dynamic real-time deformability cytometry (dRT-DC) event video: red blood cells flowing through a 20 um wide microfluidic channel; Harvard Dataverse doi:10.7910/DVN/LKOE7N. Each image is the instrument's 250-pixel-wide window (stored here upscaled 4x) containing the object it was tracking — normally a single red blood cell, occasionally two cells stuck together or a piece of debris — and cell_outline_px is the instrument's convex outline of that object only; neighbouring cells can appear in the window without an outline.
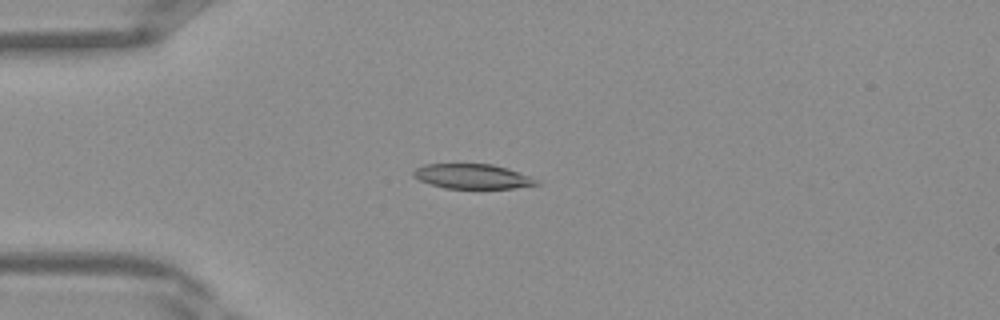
{"species": "Egyptian fruit bat (a non-hibernating species)", "species_latin": "Rousettus aegyptiacus", "temperature_condition": "warm", "stored_images_in_passage": 36, "camera_frame_rate_fps": 3000, "um_per_image_px": 0.085, "frame": {"image": 1, "passage_image": 7, "time_ms": 2.0, "image_size_px": [1000, 320], "cell_outline_px": [[540, 184], [516, 188], [444, 188], [420, 180], [412, 176], [412, 172], [416, 168], [424, 164], [492, 164], [508, 168], [528, 176], [536, 180]], "centroid_in_image_um": [40.13, 14.99], "position_along_channel_um": 44.9, "area_um2": 17.57}}
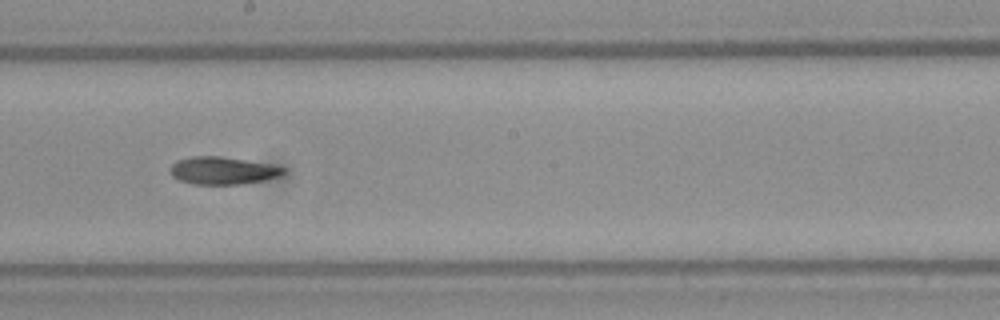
{"frame": {"image": 2, "passage_image": 19, "time_ms": 6.0, "image_size_px": [1000, 320], "cell_outline_px": [[284, 172], [276, 176], [264, 180], [240, 184], [196, 184], [180, 180], [172, 176], [172, 164], [176, 160], [192, 156], [220, 156], [268, 164], [284, 168]], "centroid_in_image_um": [18.88, 14.49], "position_along_channel_um": 229.3, "area_um2": 17.69}}
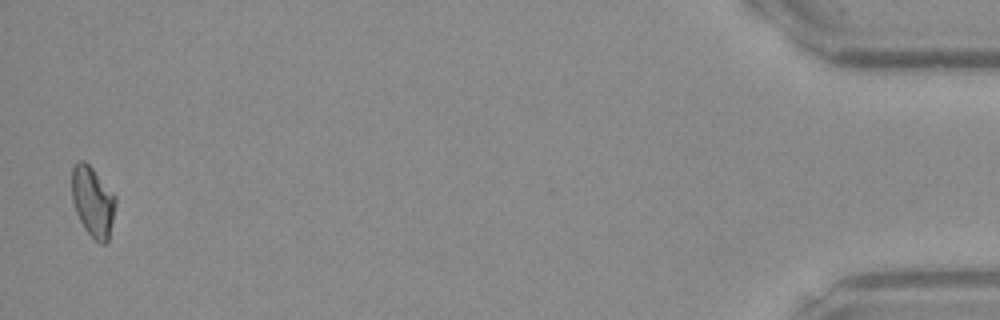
{"frame": {"image": 3, "passage_image": 36, "time_ms": 11.667, "image_size_px": [1000, 320], "cell_outline_px": [[116, 204], [108, 240], [104, 244], [100, 244], [84, 228], [76, 212], [72, 200], [72, 168], [80, 160], [84, 160], [92, 168], [116, 196]], "centroid_in_image_um": [7.89, 17.13], "position_along_channel_um": 427.3, "area_um2": 17.69}}